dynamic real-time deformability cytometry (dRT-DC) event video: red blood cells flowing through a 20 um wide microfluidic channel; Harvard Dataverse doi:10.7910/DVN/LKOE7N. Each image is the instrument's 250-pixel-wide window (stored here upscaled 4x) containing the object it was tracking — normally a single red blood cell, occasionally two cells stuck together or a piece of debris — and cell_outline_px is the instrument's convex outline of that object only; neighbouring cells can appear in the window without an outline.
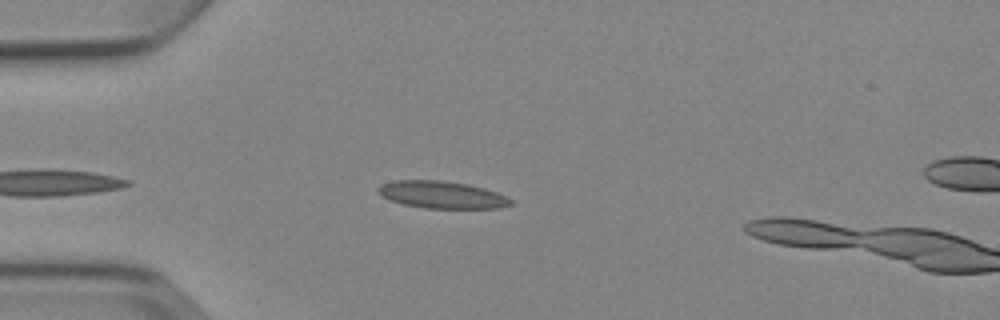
{"species": "Egyptian fruit bat (a non-hibernating species)", "species_latin": "Rousettus aegyptiacus", "temperature_condition": "cold", "stored_images_in_passage": 2, "camera_frame_rate_fps": 3000, "um_per_image_px": 0.085, "animal": {"sex": "female"}, "frame": {"image": 1, "passage_image": 1, "time_ms": 0.0, "image_size_px": [1000, 320], "cell_outline_px": [[512, 204], [500, 208], [424, 208], [404, 204], [388, 200], [380, 196], [376, 192], [376, 188], [380, 184], [392, 180], [444, 180], [468, 184], [484, 188], [496, 192], [512, 200]], "centroid_in_image_um": [37.48, 16.54], "position_along_channel_um": 47.5, "area_um2": 21.27}}